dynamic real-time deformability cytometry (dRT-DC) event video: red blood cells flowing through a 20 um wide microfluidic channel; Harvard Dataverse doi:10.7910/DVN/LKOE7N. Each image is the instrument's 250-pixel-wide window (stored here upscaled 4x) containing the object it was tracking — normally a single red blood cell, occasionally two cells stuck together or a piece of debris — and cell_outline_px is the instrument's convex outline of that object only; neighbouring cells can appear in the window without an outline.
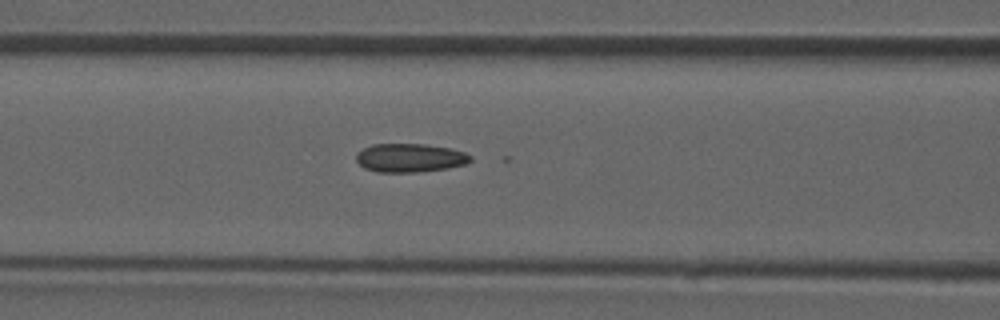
{"species": "common noctule bat (a hibernating species)", "species_latin": "Nyctalus noctula", "temperature_condition": "room temperature", "stored_images_in_passage": 40, "camera_frame_rate_fps": 3000, "um_per_image_px": 0.085, "animal": {"sex": "male", "forearm_length_mm": 52.5}, "frame": {"image": 1, "passage_image": 12, "time_ms": 3.667, "image_size_px": [1000, 320], "cell_outline_px": [[472, 160], [464, 164], [448, 168], [416, 172], [376, 172], [364, 168], [356, 160], [356, 152], [372, 144], [428, 144], [452, 148], [464, 152], [472, 156]], "centroid_in_image_um": [34.84, 13.41], "position_along_channel_um": 131.8, "area_um2": 19.19}}